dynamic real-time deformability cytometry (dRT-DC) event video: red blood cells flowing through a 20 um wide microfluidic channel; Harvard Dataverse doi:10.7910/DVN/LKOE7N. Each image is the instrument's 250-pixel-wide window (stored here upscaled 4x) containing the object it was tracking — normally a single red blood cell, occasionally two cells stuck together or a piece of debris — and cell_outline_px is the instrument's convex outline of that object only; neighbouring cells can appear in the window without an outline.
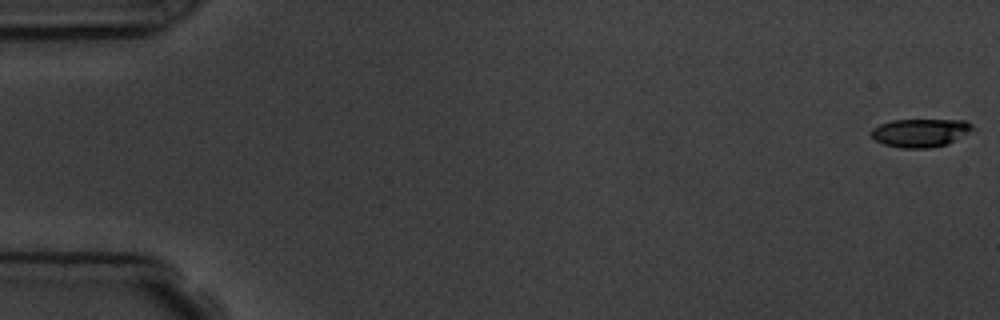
{"species": "common noctule bat (a hibernating species)", "species_latin": "Nyctalus noctula", "temperature_condition": "room temperature", "stored_images_in_passage": 5, "camera_frame_rate_fps": 3000, "um_per_image_px": 0.085, "animal": {"sex": "male", "body_mass_g": 19.5, "forearm_length_mm": 54.6}, "frame": {"image": 1, "passage_image": 1, "time_ms": 0.0, "image_size_px": [1000, 320], "cell_outline_px": [[972, 128], [968, 132], [944, 144], [932, 148], [900, 148], [884, 144], [876, 140], [872, 136], [872, 128], [880, 124], [892, 120], [964, 120], [972, 124]], "centroid_in_image_um": [78.17, 11.28], "position_along_channel_um": 6.8, "area_um2": 16.3}}
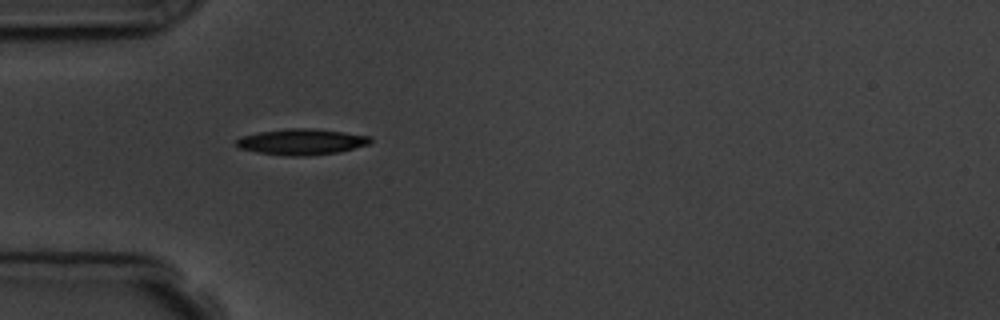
{"frame": {"image": 2, "passage_image": 5, "time_ms": 5.333, "image_size_px": [1000, 320], "cell_outline_px": [[372, 140], [368, 144], [340, 152], [308, 156], [288, 156], [260, 152], [240, 148], [236, 144], [236, 140], [244, 136], [260, 132], [288, 128], [312, 128], [344, 132], [372, 136]], "centroid_in_image_um": [25.69, 12.05], "position_along_channel_um": 59.3, "area_um2": 20.11}}